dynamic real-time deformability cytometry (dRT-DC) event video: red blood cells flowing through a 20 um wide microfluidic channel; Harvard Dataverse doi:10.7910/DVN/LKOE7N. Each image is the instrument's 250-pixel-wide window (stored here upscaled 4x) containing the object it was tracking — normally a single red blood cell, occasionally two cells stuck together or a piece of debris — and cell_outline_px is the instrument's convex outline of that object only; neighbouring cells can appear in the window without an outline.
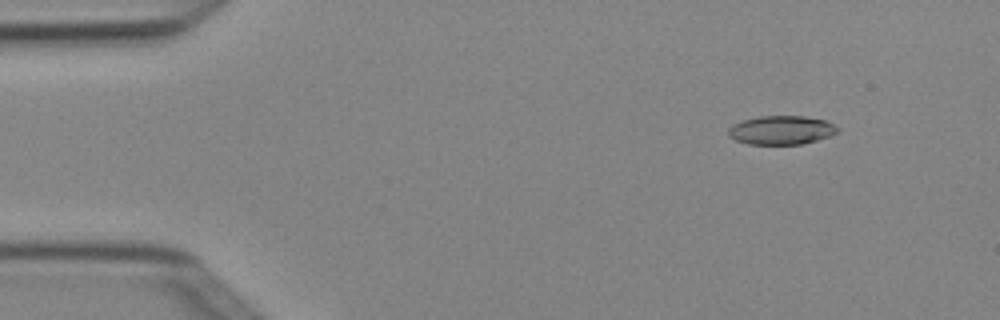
{"species": "Egyptian fruit bat (a non-hibernating species)", "species_latin": "Rousettus aegyptiacus", "temperature_condition": "cold", "stored_images_in_passage": 4, "camera_frame_rate_fps": 3000, "um_per_image_px": 0.085, "animal": {"sex": "female"}, "frame": {"image": 1, "passage_image": 2, "time_ms": 0.333, "image_size_px": [1000, 320], "cell_outline_px": [[840, 128], [836, 132], [828, 136], [816, 140], [800, 144], [748, 144], [736, 140], [728, 136], [728, 128], [732, 124], [744, 120], [760, 116], [804, 116], [828, 120]], "centroid_in_image_um": [66.41, 11.05], "position_along_channel_um": 18.6, "area_um2": 18.32}}
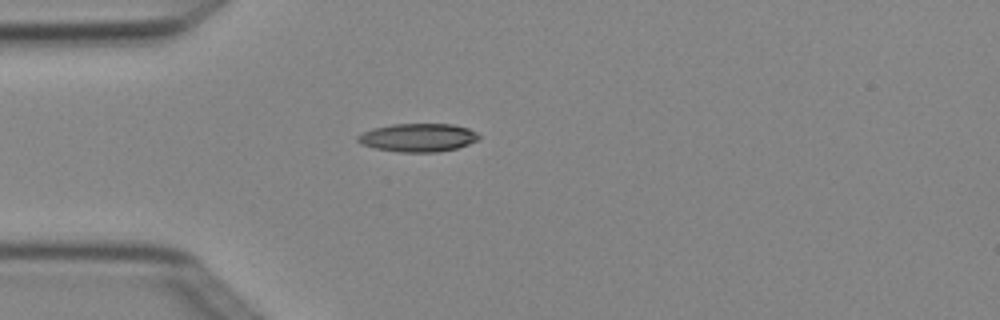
{"frame": {"image": 2, "passage_image": 4, "time_ms": 1.0, "image_size_px": [1000, 320], "cell_outline_px": [[480, 136], [476, 140], [468, 144], [456, 148], [436, 152], [396, 152], [376, 148], [360, 144], [356, 140], [356, 136], [372, 128], [392, 124], [452, 124], [468, 128], [476, 132]], "centroid_in_image_um": [35.49, 11.69], "position_along_channel_um": 49.5, "area_um2": 19.94}}